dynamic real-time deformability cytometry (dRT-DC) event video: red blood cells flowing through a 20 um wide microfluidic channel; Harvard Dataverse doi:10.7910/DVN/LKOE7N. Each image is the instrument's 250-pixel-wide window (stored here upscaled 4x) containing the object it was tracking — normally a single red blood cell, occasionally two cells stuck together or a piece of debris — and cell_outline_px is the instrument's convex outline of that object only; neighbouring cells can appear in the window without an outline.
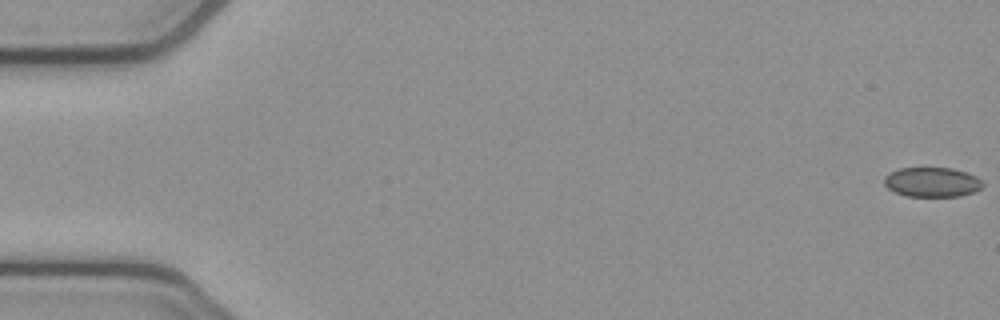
{"species": "common noctule bat (a hibernating species)", "species_latin": "Nyctalus noctula", "temperature_condition": "cold", "stored_images_in_passage": 52, "camera_frame_rate_fps": 3000, "um_per_image_px": 0.085, "animal": {"sex": "female", "body_mass_g": 21.9}, "frame": {"image": 1, "passage_image": 1, "time_ms": 0.0, "image_size_px": [1000, 320], "cell_outline_px": [[984, 184], [980, 188], [972, 192], [960, 196], [908, 196], [896, 192], [888, 188], [884, 184], [884, 176], [888, 172], [900, 168], [952, 168], [976, 176]], "centroid_in_image_um": [79.19, 15.47], "position_along_channel_um": 5.8, "area_um2": 16.88}}
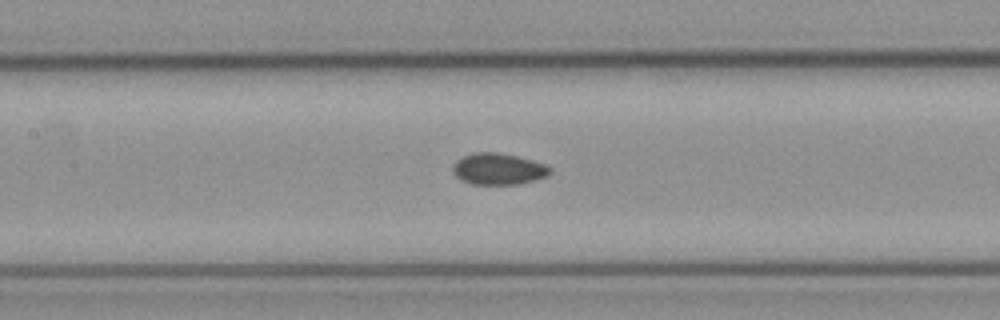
{"frame": {"image": 2, "passage_image": 25, "time_ms": 8.0, "image_size_px": [1000, 320], "cell_outline_px": [[552, 172], [548, 176], [536, 180], [520, 184], [472, 184], [460, 180], [452, 172], [452, 168], [456, 160], [472, 152], [496, 152], [516, 156], [532, 160], [544, 164], [552, 168]], "centroid_in_image_um": [42.36, 14.37], "position_along_channel_um": 165.0, "area_um2": 17.98}}
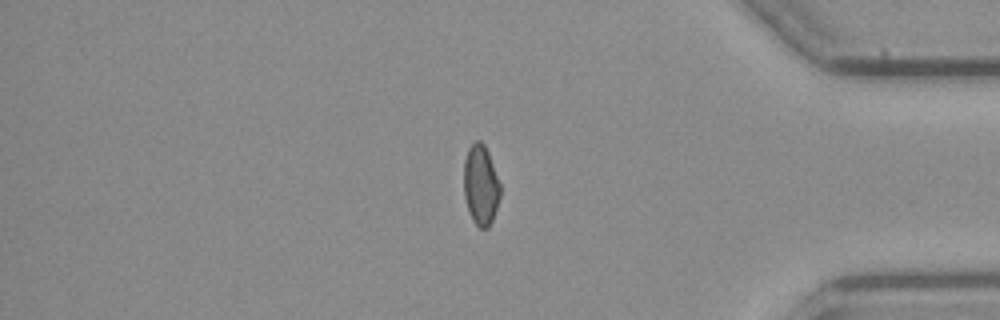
{"frame": {"image": 3, "passage_image": 45, "time_ms": 14.667, "image_size_px": [1000, 320], "cell_outline_px": [[500, 196], [492, 220], [488, 228], [480, 228], [472, 220], [468, 212], [464, 196], [464, 160], [468, 148], [476, 140], [480, 140], [484, 144], [488, 152], [500, 184]], "centroid_in_image_um": [40.85, 15.73], "position_along_channel_um": 394.4, "area_um2": 16.99}}